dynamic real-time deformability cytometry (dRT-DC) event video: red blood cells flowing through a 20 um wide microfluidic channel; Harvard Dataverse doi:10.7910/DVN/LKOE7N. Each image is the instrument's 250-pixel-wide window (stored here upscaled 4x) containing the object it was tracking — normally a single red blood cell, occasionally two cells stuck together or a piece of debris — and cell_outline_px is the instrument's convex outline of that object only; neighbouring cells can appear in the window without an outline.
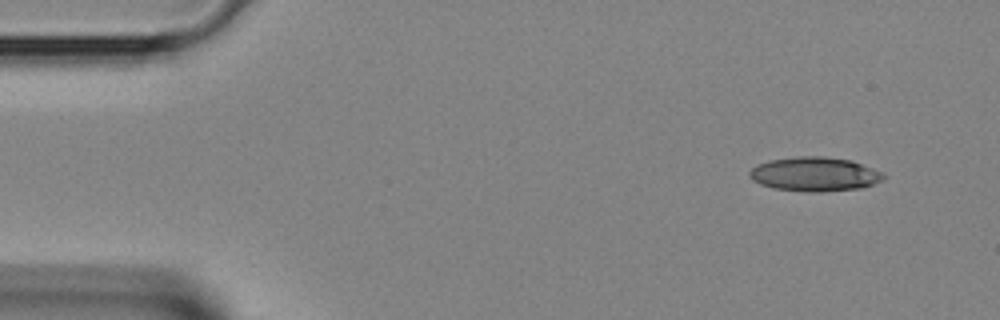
{"species": "Egyptian fruit bat (a non-hibernating species)", "species_latin": "Rousettus aegyptiacus", "temperature_condition": "room temperature", "stored_images_in_passage": 3, "camera_frame_rate_fps": 3000, "um_per_image_px": 0.085, "animal": {"sex": "female"}, "frame": {"image": 1, "passage_image": 1, "time_ms": 0.0, "image_size_px": [1000, 320], "cell_outline_px": [[884, 180], [860, 188], [820, 192], [808, 192], [772, 188], [760, 184], [752, 180], [748, 176], [748, 172], [756, 164], [772, 160], [796, 156], [824, 156], [852, 160], [884, 172]], "centroid_in_image_um": [69.24, 14.8], "position_along_channel_um": 15.8, "area_um2": 26.93}}